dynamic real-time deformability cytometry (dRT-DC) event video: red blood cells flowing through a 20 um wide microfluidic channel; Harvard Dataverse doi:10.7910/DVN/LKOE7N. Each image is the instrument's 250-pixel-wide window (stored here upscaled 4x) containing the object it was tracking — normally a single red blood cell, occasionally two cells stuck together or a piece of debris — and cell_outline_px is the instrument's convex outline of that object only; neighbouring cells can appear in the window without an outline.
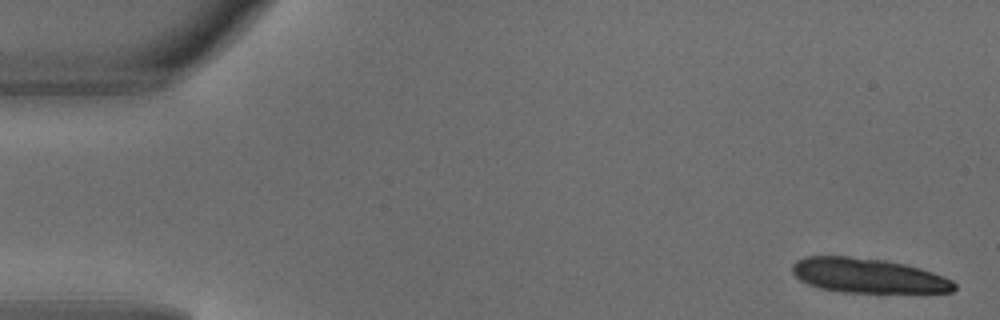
{"species": "common noctule bat (a hibernating species)", "species_latin": "Nyctalus noctula", "temperature_condition": "warm", "stored_images_in_passage": 5, "camera_frame_rate_fps": 3000, "um_per_image_px": 0.085, "animal": {"sex": "male", "body_mass_g": 18.8}, "frame": {"image": 1, "passage_image": 1, "time_ms": 0.0, "image_size_px": [1000, 320], "cell_outline_px": [[956, 288], [952, 292], [840, 292], [820, 288], [808, 284], [800, 280], [792, 272], [792, 264], [796, 260], [804, 256], [848, 256], [884, 260], [904, 264], [920, 268], [944, 276], [952, 280], [956, 284]], "centroid_in_image_um": [73.76, 23.42], "position_along_channel_um": 11.2, "area_um2": 32.66}}